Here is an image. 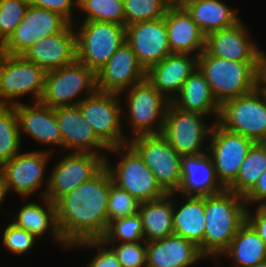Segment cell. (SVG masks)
Masks as SVG:
<instances>
[{"label": "cell", "mask_w": 266, "mask_h": 267, "mask_svg": "<svg viewBox=\"0 0 266 267\" xmlns=\"http://www.w3.org/2000/svg\"><path fill=\"white\" fill-rule=\"evenodd\" d=\"M113 184L104 166L94 177L55 202L58 227L64 241L101 239L109 226L108 197Z\"/></svg>", "instance_id": "obj_1"}, {"label": "cell", "mask_w": 266, "mask_h": 267, "mask_svg": "<svg viewBox=\"0 0 266 267\" xmlns=\"http://www.w3.org/2000/svg\"><path fill=\"white\" fill-rule=\"evenodd\" d=\"M244 197L225 189L204 198L205 231L203 255L219 258L229 247L238 230L247 222Z\"/></svg>", "instance_id": "obj_2"}, {"label": "cell", "mask_w": 266, "mask_h": 267, "mask_svg": "<svg viewBox=\"0 0 266 267\" xmlns=\"http://www.w3.org/2000/svg\"><path fill=\"white\" fill-rule=\"evenodd\" d=\"M263 68L264 61L235 62L212 56L206 50L198 56V69L220 105L246 95L262 84Z\"/></svg>", "instance_id": "obj_3"}, {"label": "cell", "mask_w": 266, "mask_h": 267, "mask_svg": "<svg viewBox=\"0 0 266 267\" xmlns=\"http://www.w3.org/2000/svg\"><path fill=\"white\" fill-rule=\"evenodd\" d=\"M109 152L120 156L117 164L114 163L115 166L110 164L109 155L105 158V167L117 187L128 192L140 203L157 200L167 195L141 155L130 143L110 148L108 154Z\"/></svg>", "instance_id": "obj_4"}, {"label": "cell", "mask_w": 266, "mask_h": 267, "mask_svg": "<svg viewBox=\"0 0 266 267\" xmlns=\"http://www.w3.org/2000/svg\"><path fill=\"white\" fill-rule=\"evenodd\" d=\"M122 94L125 96L123 105H127L123 107L127 112L122 113L127 114L124 119L132 133L129 140L141 135L161 134L170 102L146 78Z\"/></svg>", "instance_id": "obj_5"}, {"label": "cell", "mask_w": 266, "mask_h": 267, "mask_svg": "<svg viewBox=\"0 0 266 267\" xmlns=\"http://www.w3.org/2000/svg\"><path fill=\"white\" fill-rule=\"evenodd\" d=\"M81 23L74 25L76 57L96 74L126 41L125 25L104 21Z\"/></svg>", "instance_id": "obj_6"}, {"label": "cell", "mask_w": 266, "mask_h": 267, "mask_svg": "<svg viewBox=\"0 0 266 267\" xmlns=\"http://www.w3.org/2000/svg\"><path fill=\"white\" fill-rule=\"evenodd\" d=\"M123 97L96 90L78 104L84 120L108 149L129 143V136L122 127Z\"/></svg>", "instance_id": "obj_7"}, {"label": "cell", "mask_w": 266, "mask_h": 267, "mask_svg": "<svg viewBox=\"0 0 266 267\" xmlns=\"http://www.w3.org/2000/svg\"><path fill=\"white\" fill-rule=\"evenodd\" d=\"M218 123L255 143L266 142V86L262 83L246 95L225 101Z\"/></svg>", "instance_id": "obj_8"}, {"label": "cell", "mask_w": 266, "mask_h": 267, "mask_svg": "<svg viewBox=\"0 0 266 267\" xmlns=\"http://www.w3.org/2000/svg\"><path fill=\"white\" fill-rule=\"evenodd\" d=\"M46 71L23 55L3 53L0 63V105L15 106L20 97L31 95L40 101L45 88Z\"/></svg>", "instance_id": "obj_9"}, {"label": "cell", "mask_w": 266, "mask_h": 267, "mask_svg": "<svg viewBox=\"0 0 266 267\" xmlns=\"http://www.w3.org/2000/svg\"><path fill=\"white\" fill-rule=\"evenodd\" d=\"M96 90V74L76 59L71 64L46 72L40 101L53 109L75 106Z\"/></svg>", "instance_id": "obj_10"}, {"label": "cell", "mask_w": 266, "mask_h": 267, "mask_svg": "<svg viewBox=\"0 0 266 267\" xmlns=\"http://www.w3.org/2000/svg\"><path fill=\"white\" fill-rule=\"evenodd\" d=\"M207 117L201 113L183 111L170 102L161 135L181 157L207 152V141L215 123L209 124Z\"/></svg>", "instance_id": "obj_11"}, {"label": "cell", "mask_w": 266, "mask_h": 267, "mask_svg": "<svg viewBox=\"0 0 266 267\" xmlns=\"http://www.w3.org/2000/svg\"><path fill=\"white\" fill-rule=\"evenodd\" d=\"M52 152L53 150L47 151V149L31 152L21 151L10 161L3 163L0 166V174L6 193L8 194L14 190L26 202L28 197L30 198L34 193L36 194L45 185L46 189L38 192L40 197H45L48 186V177H45L47 171L45 170Z\"/></svg>", "instance_id": "obj_12"}, {"label": "cell", "mask_w": 266, "mask_h": 267, "mask_svg": "<svg viewBox=\"0 0 266 267\" xmlns=\"http://www.w3.org/2000/svg\"><path fill=\"white\" fill-rule=\"evenodd\" d=\"M56 161L48 176L45 197L55 203L77 186L94 177L104 166L102 155L88 152H66Z\"/></svg>", "instance_id": "obj_13"}, {"label": "cell", "mask_w": 266, "mask_h": 267, "mask_svg": "<svg viewBox=\"0 0 266 267\" xmlns=\"http://www.w3.org/2000/svg\"><path fill=\"white\" fill-rule=\"evenodd\" d=\"M159 186L167 193H176L181 184V156L161 135H141L129 140Z\"/></svg>", "instance_id": "obj_14"}, {"label": "cell", "mask_w": 266, "mask_h": 267, "mask_svg": "<svg viewBox=\"0 0 266 267\" xmlns=\"http://www.w3.org/2000/svg\"><path fill=\"white\" fill-rule=\"evenodd\" d=\"M208 142L207 152L215 166L217 178L227 189L237 179L241 165L255 142L228 131L218 122L214 123Z\"/></svg>", "instance_id": "obj_15"}, {"label": "cell", "mask_w": 266, "mask_h": 267, "mask_svg": "<svg viewBox=\"0 0 266 267\" xmlns=\"http://www.w3.org/2000/svg\"><path fill=\"white\" fill-rule=\"evenodd\" d=\"M70 24L56 12L29 5L23 19L0 49L5 54L23 55L37 40L63 32Z\"/></svg>", "instance_id": "obj_16"}, {"label": "cell", "mask_w": 266, "mask_h": 267, "mask_svg": "<svg viewBox=\"0 0 266 267\" xmlns=\"http://www.w3.org/2000/svg\"><path fill=\"white\" fill-rule=\"evenodd\" d=\"M125 40L145 71L172 53L168 43L165 16L125 26Z\"/></svg>", "instance_id": "obj_17"}, {"label": "cell", "mask_w": 266, "mask_h": 267, "mask_svg": "<svg viewBox=\"0 0 266 267\" xmlns=\"http://www.w3.org/2000/svg\"><path fill=\"white\" fill-rule=\"evenodd\" d=\"M250 31L243 21L233 26L215 31L206 36L205 50L212 56L241 61H265L266 51L250 38Z\"/></svg>", "instance_id": "obj_18"}, {"label": "cell", "mask_w": 266, "mask_h": 267, "mask_svg": "<svg viewBox=\"0 0 266 267\" xmlns=\"http://www.w3.org/2000/svg\"><path fill=\"white\" fill-rule=\"evenodd\" d=\"M145 78L146 71L125 41L96 73V88L101 92L121 94Z\"/></svg>", "instance_id": "obj_19"}, {"label": "cell", "mask_w": 266, "mask_h": 267, "mask_svg": "<svg viewBox=\"0 0 266 267\" xmlns=\"http://www.w3.org/2000/svg\"><path fill=\"white\" fill-rule=\"evenodd\" d=\"M226 188L217 178L208 152L181 157V184L175 196L205 198Z\"/></svg>", "instance_id": "obj_20"}, {"label": "cell", "mask_w": 266, "mask_h": 267, "mask_svg": "<svg viewBox=\"0 0 266 267\" xmlns=\"http://www.w3.org/2000/svg\"><path fill=\"white\" fill-rule=\"evenodd\" d=\"M55 116L64 150L95 153L106 158L109 149L97 138L92 127L84 120L78 105L55 108Z\"/></svg>", "instance_id": "obj_21"}, {"label": "cell", "mask_w": 266, "mask_h": 267, "mask_svg": "<svg viewBox=\"0 0 266 267\" xmlns=\"http://www.w3.org/2000/svg\"><path fill=\"white\" fill-rule=\"evenodd\" d=\"M15 105L21 138L23 134L44 146L62 148V137L55 116V109L41 101Z\"/></svg>", "instance_id": "obj_22"}, {"label": "cell", "mask_w": 266, "mask_h": 267, "mask_svg": "<svg viewBox=\"0 0 266 267\" xmlns=\"http://www.w3.org/2000/svg\"><path fill=\"white\" fill-rule=\"evenodd\" d=\"M23 56L46 72L73 63L77 59L74 24L63 32L37 40Z\"/></svg>", "instance_id": "obj_23"}, {"label": "cell", "mask_w": 266, "mask_h": 267, "mask_svg": "<svg viewBox=\"0 0 266 267\" xmlns=\"http://www.w3.org/2000/svg\"><path fill=\"white\" fill-rule=\"evenodd\" d=\"M198 68V56L171 53L146 71V79L169 101L178 95L185 80Z\"/></svg>", "instance_id": "obj_24"}, {"label": "cell", "mask_w": 266, "mask_h": 267, "mask_svg": "<svg viewBox=\"0 0 266 267\" xmlns=\"http://www.w3.org/2000/svg\"><path fill=\"white\" fill-rule=\"evenodd\" d=\"M205 259L194 242L174 233L146 242V267H191Z\"/></svg>", "instance_id": "obj_25"}, {"label": "cell", "mask_w": 266, "mask_h": 267, "mask_svg": "<svg viewBox=\"0 0 266 267\" xmlns=\"http://www.w3.org/2000/svg\"><path fill=\"white\" fill-rule=\"evenodd\" d=\"M165 23L172 53L199 56L205 50L206 36L183 6H170Z\"/></svg>", "instance_id": "obj_26"}, {"label": "cell", "mask_w": 266, "mask_h": 267, "mask_svg": "<svg viewBox=\"0 0 266 267\" xmlns=\"http://www.w3.org/2000/svg\"><path fill=\"white\" fill-rule=\"evenodd\" d=\"M40 201L43 202L42 205ZM40 201L38 203L37 201H28L23 204L15 217H12L11 223L25 229L37 239L49 231L48 234H51L52 239L61 244L64 249L70 250V246L64 241L58 227L55 203L46 197H41Z\"/></svg>", "instance_id": "obj_27"}, {"label": "cell", "mask_w": 266, "mask_h": 267, "mask_svg": "<svg viewBox=\"0 0 266 267\" xmlns=\"http://www.w3.org/2000/svg\"><path fill=\"white\" fill-rule=\"evenodd\" d=\"M171 103L183 111L201 113L218 122L221 105L198 68L185 80L180 92Z\"/></svg>", "instance_id": "obj_28"}, {"label": "cell", "mask_w": 266, "mask_h": 267, "mask_svg": "<svg viewBox=\"0 0 266 267\" xmlns=\"http://www.w3.org/2000/svg\"><path fill=\"white\" fill-rule=\"evenodd\" d=\"M179 196L182 199L181 202L180 200H175L176 198L173 200L174 234L194 242L203 254V238L206 221L204 198Z\"/></svg>", "instance_id": "obj_29"}, {"label": "cell", "mask_w": 266, "mask_h": 267, "mask_svg": "<svg viewBox=\"0 0 266 267\" xmlns=\"http://www.w3.org/2000/svg\"><path fill=\"white\" fill-rule=\"evenodd\" d=\"M221 0H189L183 7L191 15L201 32L208 34L228 28L240 19L238 9Z\"/></svg>", "instance_id": "obj_30"}, {"label": "cell", "mask_w": 266, "mask_h": 267, "mask_svg": "<svg viewBox=\"0 0 266 267\" xmlns=\"http://www.w3.org/2000/svg\"><path fill=\"white\" fill-rule=\"evenodd\" d=\"M231 258L230 267H253L257 263L266 260L265 242L254 228L246 222L236 233L229 247L214 259L213 262L218 264V259L223 257ZM217 261V262H216Z\"/></svg>", "instance_id": "obj_31"}, {"label": "cell", "mask_w": 266, "mask_h": 267, "mask_svg": "<svg viewBox=\"0 0 266 267\" xmlns=\"http://www.w3.org/2000/svg\"><path fill=\"white\" fill-rule=\"evenodd\" d=\"M174 196L175 193H170L160 199L140 203L138 214L142 220L146 242L160 240L174 233Z\"/></svg>", "instance_id": "obj_32"}, {"label": "cell", "mask_w": 266, "mask_h": 267, "mask_svg": "<svg viewBox=\"0 0 266 267\" xmlns=\"http://www.w3.org/2000/svg\"><path fill=\"white\" fill-rule=\"evenodd\" d=\"M266 169V142L254 143L243 161L237 179L227 188L245 197Z\"/></svg>", "instance_id": "obj_33"}, {"label": "cell", "mask_w": 266, "mask_h": 267, "mask_svg": "<svg viewBox=\"0 0 266 267\" xmlns=\"http://www.w3.org/2000/svg\"><path fill=\"white\" fill-rule=\"evenodd\" d=\"M15 106L0 105V166L22 150Z\"/></svg>", "instance_id": "obj_34"}, {"label": "cell", "mask_w": 266, "mask_h": 267, "mask_svg": "<svg viewBox=\"0 0 266 267\" xmlns=\"http://www.w3.org/2000/svg\"><path fill=\"white\" fill-rule=\"evenodd\" d=\"M78 11L85 14L81 22L104 21L124 25L123 0H78Z\"/></svg>", "instance_id": "obj_35"}, {"label": "cell", "mask_w": 266, "mask_h": 267, "mask_svg": "<svg viewBox=\"0 0 266 267\" xmlns=\"http://www.w3.org/2000/svg\"><path fill=\"white\" fill-rule=\"evenodd\" d=\"M124 25L153 21L166 15L168 0H123Z\"/></svg>", "instance_id": "obj_36"}, {"label": "cell", "mask_w": 266, "mask_h": 267, "mask_svg": "<svg viewBox=\"0 0 266 267\" xmlns=\"http://www.w3.org/2000/svg\"><path fill=\"white\" fill-rule=\"evenodd\" d=\"M104 242L136 243L144 240V230L140 215L118 218L109 223L105 235L101 238Z\"/></svg>", "instance_id": "obj_37"}, {"label": "cell", "mask_w": 266, "mask_h": 267, "mask_svg": "<svg viewBox=\"0 0 266 267\" xmlns=\"http://www.w3.org/2000/svg\"><path fill=\"white\" fill-rule=\"evenodd\" d=\"M28 0H1L0 2V47L9 39L23 19L29 6Z\"/></svg>", "instance_id": "obj_38"}, {"label": "cell", "mask_w": 266, "mask_h": 267, "mask_svg": "<svg viewBox=\"0 0 266 267\" xmlns=\"http://www.w3.org/2000/svg\"><path fill=\"white\" fill-rule=\"evenodd\" d=\"M140 202L115 184L110 186L108 197V221L133 216L138 213Z\"/></svg>", "instance_id": "obj_39"}, {"label": "cell", "mask_w": 266, "mask_h": 267, "mask_svg": "<svg viewBox=\"0 0 266 267\" xmlns=\"http://www.w3.org/2000/svg\"><path fill=\"white\" fill-rule=\"evenodd\" d=\"M4 226L2 227L3 230H1L2 237L0 242L10 253L23 255L31 251L37 244V238L25 229L16 227L10 221Z\"/></svg>", "instance_id": "obj_40"}, {"label": "cell", "mask_w": 266, "mask_h": 267, "mask_svg": "<svg viewBox=\"0 0 266 267\" xmlns=\"http://www.w3.org/2000/svg\"><path fill=\"white\" fill-rule=\"evenodd\" d=\"M116 254L121 267H146V241L105 242Z\"/></svg>", "instance_id": "obj_41"}, {"label": "cell", "mask_w": 266, "mask_h": 267, "mask_svg": "<svg viewBox=\"0 0 266 267\" xmlns=\"http://www.w3.org/2000/svg\"><path fill=\"white\" fill-rule=\"evenodd\" d=\"M95 248L97 252L87 267H121L115 252L102 239H88L73 243L71 248Z\"/></svg>", "instance_id": "obj_42"}, {"label": "cell", "mask_w": 266, "mask_h": 267, "mask_svg": "<svg viewBox=\"0 0 266 267\" xmlns=\"http://www.w3.org/2000/svg\"><path fill=\"white\" fill-rule=\"evenodd\" d=\"M32 6L41 7L56 12L65 17L71 24H75L73 9L77 10L78 0H28ZM76 8H75V7Z\"/></svg>", "instance_id": "obj_43"}, {"label": "cell", "mask_w": 266, "mask_h": 267, "mask_svg": "<svg viewBox=\"0 0 266 267\" xmlns=\"http://www.w3.org/2000/svg\"><path fill=\"white\" fill-rule=\"evenodd\" d=\"M246 205L251 207L256 204V207H266V169L260 175L257 184L244 197Z\"/></svg>", "instance_id": "obj_44"}, {"label": "cell", "mask_w": 266, "mask_h": 267, "mask_svg": "<svg viewBox=\"0 0 266 267\" xmlns=\"http://www.w3.org/2000/svg\"><path fill=\"white\" fill-rule=\"evenodd\" d=\"M247 209V222L254 228L265 242L266 247V207H256Z\"/></svg>", "instance_id": "obj_45"}, {"label": "cell", "mask_w": 266, "mask_h": 267, "mask_svg": "<svg viewBox=\"0 0 266 267\" xmlns=\"http://www.w3.org/2000/svg\"><path fill=\"white\" fill-rule=\"evenodd\" d=\"M6 195H7L6 189H5V186H4V182H3L2 176L0 174V206H1V204H3L2 202H4L3 200L5 199ZM1 208L2 207H0V210H1Z\"/></svg>", "instance_id": "obj_46"}, {"label": "cell", "mask_w": 266, "mask_h": 267, "mask_svg": "<svg viewBox=\"0 0 266 267\" xmlns=\"http://www.w3.org/2000/svg\"><path fill=\"white\" fill-rule=\"evenodd\" d=\"M189 0H168L170 6H183Z\"/></svg>", "instance_id": "obj_47"}, {"label": "cell", "mask_w": 266, "mask_h": 267, "mask_svg": "<svg viewBox=\"0 0 266 267\" xmlns=\"http://www.w3.org/2000/svg\"><path fill=\"white\" fill-rule=\"evenodd\" d=\"M263 81L266 83V58L264 61V68H263Z\"/></svg>", "instance_id": "obj_48"}, {"label": "cell", "mask_w": 266, "mask_h": 267, "mask_svg": "<svg viewBox=\"0 0 266 267\" xmlns=\"http://www.w3.org/2000/svg\"><path fill=\"white\" fill-rule=\"evenodd\" d=\"M253 267H266V260L260 263H257L256 265H254Z\"/></svg>", "instance_id": "obj_49"}, {"label": "cell", "mask_w": 266, "mask_h": 267, "mask_svg": "<svg viewBox=\"0 0 266 267\" xmlns=\"http://www.w3.org/2000/svg\"><path fill=\"white\" fill-rule=\"evenodd\" d=\"M3 52L0 49V63H1V58H2Z\"/></svg>", "instance_id": "obj_50"}]
</instances>
